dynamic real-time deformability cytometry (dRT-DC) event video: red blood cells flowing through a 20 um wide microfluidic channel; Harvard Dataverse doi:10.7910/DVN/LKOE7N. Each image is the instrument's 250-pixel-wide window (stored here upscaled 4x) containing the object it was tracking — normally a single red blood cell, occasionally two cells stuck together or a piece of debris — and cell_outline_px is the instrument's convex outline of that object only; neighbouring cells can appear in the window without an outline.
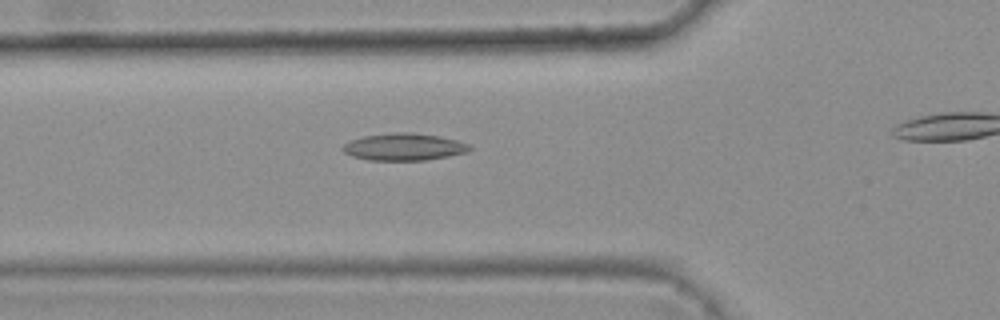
{"species": "common noctule bat (a hibernating species)", "species_latin": "Nyctalus noctula", "temperature_condition": "warm", "stored_images_in_passage": 36, "camera_frame_rate_fps": 3000, "um_per_image_px": 0.085, "animal": {"sex": "female", "body_mass_g": 25.1}, "frame": {"image": 1, "passage_image": 11, "time_ms": 3.333, "image_size_px": [1000, 320], "cell_outline_px": [[472, 148], [468, 152], [448, 156], [424, 160], [368, 160], [352, 156], [344, 152], [340, 148], [344, 144], [352, 140], [364, 136], [392, 132], [412, 132], [440, 136], [472, 144]], "centroid_in_image_um": [34.36, 12.48], "position_along_channel_um": 91.4, "area_um2": 20.17}}
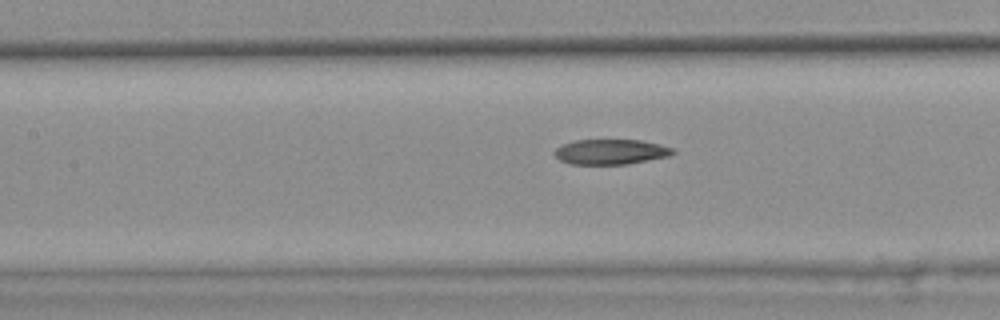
{"frame": {"image": 2, "passage_image": 16, "time_ms": 5.0, "image_size_px": [1000, 320], "cell_outline_px": [[676, 152], [668, 156], [628, 164], [572, 164], [560, 160], [552, 152], [556, 148], [564, 144], [576, 140], [640, 140], [660, 144], [676, 148]], "centroid_in_image_um": [51.94, 12.9], "position_along_channel_um": 155.5, "area_um2": 17.34}}